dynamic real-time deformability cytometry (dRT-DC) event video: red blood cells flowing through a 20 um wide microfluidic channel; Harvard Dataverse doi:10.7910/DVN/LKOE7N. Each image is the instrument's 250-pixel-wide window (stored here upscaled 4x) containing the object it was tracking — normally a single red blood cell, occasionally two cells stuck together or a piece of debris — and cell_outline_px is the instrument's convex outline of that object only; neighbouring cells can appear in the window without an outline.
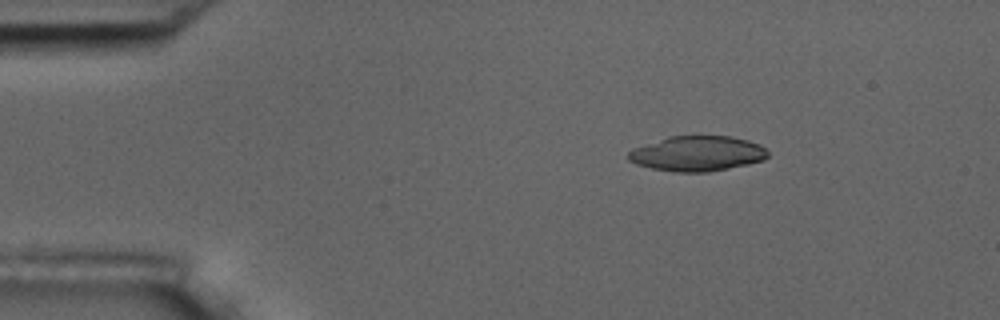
{"species": "common noctule bat (a hibernating species)", "species_latin": "Nyctalus noctula", "temperature_condition": "room temperature", "stored_images_in_passage": 47, "camera_frame_rate_fps": 3000, "um_per_image_px": 0.085, "animal": {"sex": "male", "body_mass_g": 17.5, "forearm_length_mm": 52.3}, "frame": {"image": 1, "passage_image": 1, "time_ms": 0.0, "image_size_px": [1000, 320], "cell_outline_px": [[768, 156], [764, 160], [748, 164], [708, 172], [676, 172], [652, 168], [636, 164], [628, 160], [628, 152], [632, 148], [668, 136], [728, 136], [748, 140], [760, 144], [768, 152]], "centroid_in_image_um": [59.26, 13.05], "position_along_channel_um": 25.7, "area_um2": 28.61}}